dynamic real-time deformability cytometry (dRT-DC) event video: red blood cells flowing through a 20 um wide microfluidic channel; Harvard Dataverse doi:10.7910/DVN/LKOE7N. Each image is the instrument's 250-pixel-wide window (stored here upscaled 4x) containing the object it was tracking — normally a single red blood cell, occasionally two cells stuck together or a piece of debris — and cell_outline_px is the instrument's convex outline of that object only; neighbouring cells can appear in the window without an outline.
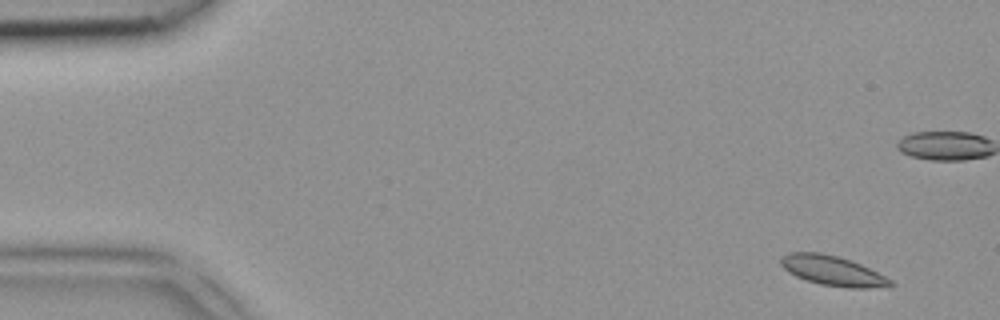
{"species": "common noctule bat (a hibernating species)", "species_latin": "Nyctalus noctula", "temperature_condition": "room temperature", "stored_images_in_passage": 5, "camera_frame_rate_fps": 3000, "um_per_image_px": 0.085, "animal": {"sex": "female", "body_mass_g": 18.4}, "frame": {"image": 1, "passage_image": 1, "time_ms": 0.0, "image_size_px": [1000, 320], "cell_outline_px": [[896, 284], [892, 288], [848, 288], [820, 284], [796, 276], [788, 272], [780, 264], [780, 256], [788, 252], [820, 252], [852, 260], [892, 280]], "centroid_in_image_um": [70.8, 23.02], "position_along_channel_um": 14.2, "area_um2": 19.25}}
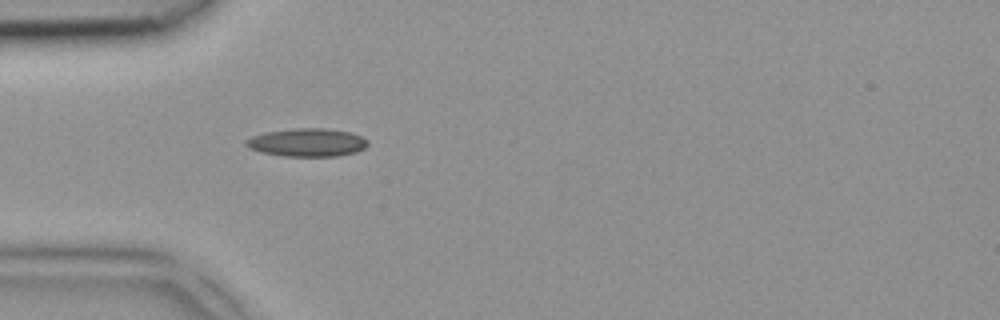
{"frame": {"image": 2, "passage_image": 5, "time_ms": 1.333, "image_size_px": [1000, 320], "cell_outline_px": [[368, 144], [364, 148], [356, 152], [336, 156], [284, 156], [260, 152], [248, 148], [244, 144], [244, 140], [252, 136], [264, 132], [296, 128], [324, 128], [352, 132], [368, 140]], "centroid_in_image_um": [26.08, 12.1], "position_along_channel_um": 58.9, "area_um2": 20.11}}